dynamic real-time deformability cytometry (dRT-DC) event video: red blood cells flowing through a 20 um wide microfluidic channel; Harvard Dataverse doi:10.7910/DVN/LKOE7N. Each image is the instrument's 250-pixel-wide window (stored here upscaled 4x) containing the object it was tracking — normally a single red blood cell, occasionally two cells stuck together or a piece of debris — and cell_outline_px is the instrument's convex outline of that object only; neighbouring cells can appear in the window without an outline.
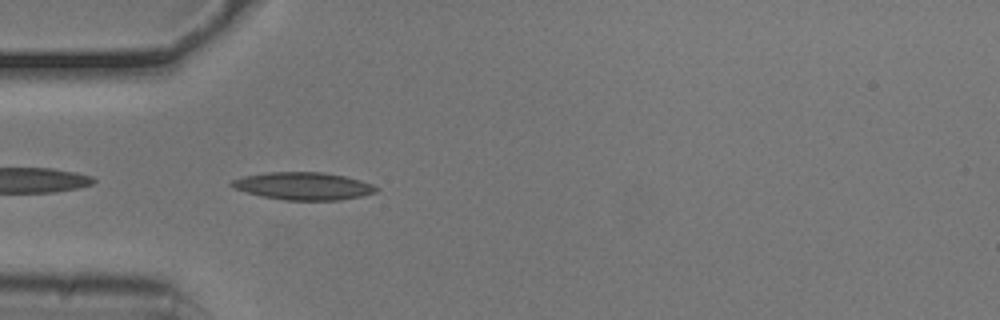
{"species": "common noctule bat (a hibernating species)", "species_latin": "Nyctalus noctula", "temperature_condition": "cold", "stored_images_in_passage": 39, "camera_frame_rate_fps": 3000, "um_per_image_px": 0.085, "animal": {"sex": "male", "body_mass_g": 20.5, "forearm_length_mm": 52.5}, "frame": {"image": 1, "passage_image": 2, "time_ms": 0.333, "image_size_px": [1000, 320], "cell_outline_px": [[380, 188], [376, 192], [360, 196], [340, 200], [284, 200], [260, 196], [232, 188], [228, 184], [232, 180], [244, 176], [264, 172], [324, 172], [344, 176], [360, 180], [372, 184]], "centroid_in_image_um": [25.75, 15.81], "position_along_channel_um": 59.3, "area_um2": 23.35}}
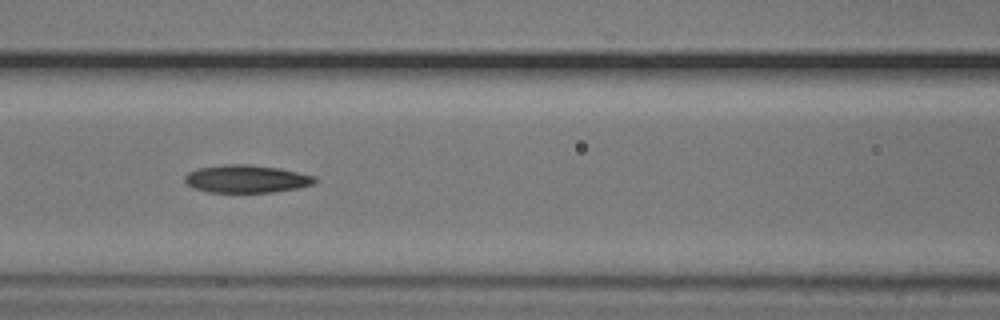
{"frame": {"image": 2, "passage_image": 9, "time_ms": 2.667, "image_size_px": [1000, 320], "cell_outline_px": [[316, 180], [312, 184], [296, 188], [272, 192], [208, 192], [192, 188], [184, 180], [184, 176], [188, 172], [200, 168], [224, 164], [248, 164], [280, 168], [316, 176]], "centroid_in_image_um": [20.92, 15.2], "position_along_channel_um": 145.7, "area_um2": 20.98}}
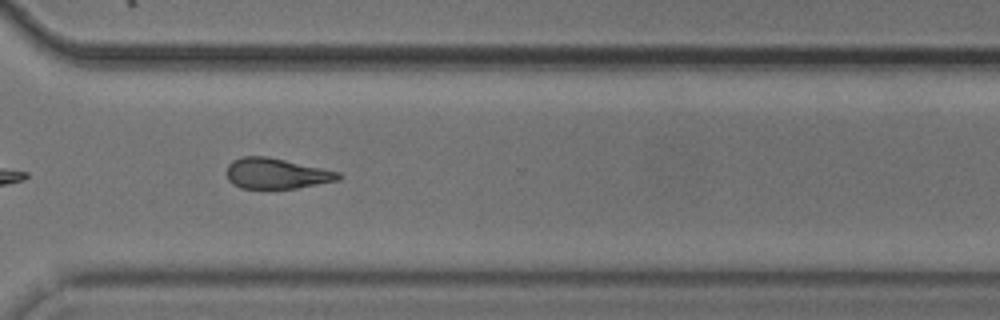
{"frame": {"image": 3, "passage_image": 25, "time_ms": 8.0, "image_size_px": [1000, 320], "cell_outline_px": [[344, 176], [340, 180], [296, 188], [240, 188], [232, 184], [228, 180], [224, 172], [228, 164], [232, 160], [244, 156], [268, 156], [340, 172]], "centroid_in_image_um": [23.47, 14.74], "position_along_channel_um": 347.1, "area_um2": 20.17}, "authors_computed_cell_mechanics": {"area_um2": 20.7502, "velocity_mm_per_s": 3.79, "shape_relaxation_time_tau1_ms": 8.1412, "shape_relaxation_time_tau2_ms": null, "deformation_change_tau1": 0.1761, "deformation_change_tau2": null}}